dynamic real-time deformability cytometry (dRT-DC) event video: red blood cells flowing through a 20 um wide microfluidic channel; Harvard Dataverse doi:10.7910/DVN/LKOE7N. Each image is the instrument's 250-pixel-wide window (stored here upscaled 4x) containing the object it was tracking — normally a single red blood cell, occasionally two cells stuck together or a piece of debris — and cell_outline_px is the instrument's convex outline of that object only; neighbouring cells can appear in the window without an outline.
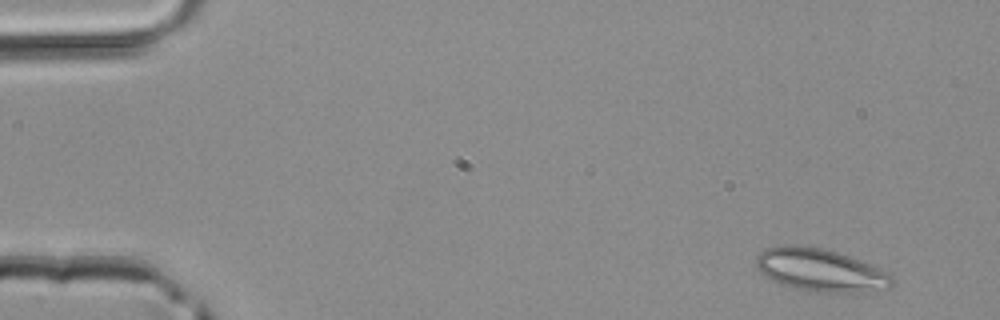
{"species": "common noctule bat (a hibernating species)", "species_latin": "Nyctalus noctula", "temperature_condition": "room temperature", "stored_images_in_passage": 5, "camera_frame_rate_fps": 3000, "um_per_image_px": 0.085, "animal": {"sex": "male", "body_mass_g": 20.4}, "frame": {"image": 1, "passage_image": 1, "time_ms": 0.0, "image_size_px": [1000, 320], "cell_outline_px": [[896, 280], [888, 288], [868, 292], [804, 292], [780, 284], [764, 276], [756, 268], [756, 256], [764, 248], [784, 244], [792, 244], [824, 248], [860, 260], [880, 268], [888, 272]], "centroid_in_image_um": [69.71, 22.96], "position_along_channel_um": 15.3, "area_um2": 34.51}}